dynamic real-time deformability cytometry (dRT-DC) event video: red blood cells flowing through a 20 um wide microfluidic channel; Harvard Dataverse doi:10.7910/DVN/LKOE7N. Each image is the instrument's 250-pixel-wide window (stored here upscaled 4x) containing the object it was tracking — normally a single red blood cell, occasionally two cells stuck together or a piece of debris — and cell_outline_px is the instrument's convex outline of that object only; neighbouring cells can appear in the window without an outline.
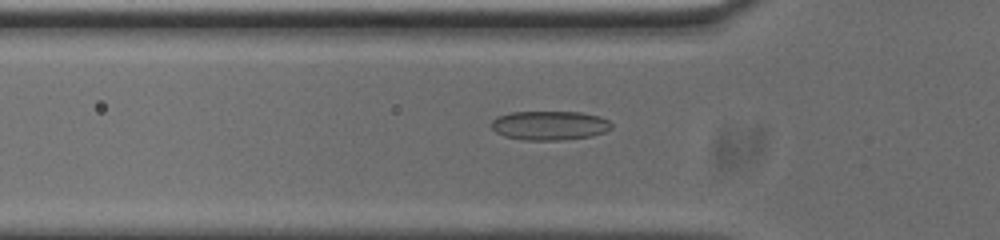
{"species": "common noctule bat (a hibernating species)", "species_latin": "Nyctalus noctula", "temperature_condition": "cold", "stored_images_in_passage": 51, "camera_frame_rate_fps": 3000, "um_per_image_px": 0.085, "animal": {"sex": "male", "body_mass_g": 20.0, "forearm_length_mm": 53.3}, "frame": {"image": 1, "passage_image": 16, "time_ms": 5.0, "image_size_px": [1000, 240], "cell_outline_px": [[612, 128], [604, 132], [592, 136], [560, 140], [524, 140], [504, 136], [496, 132], [492, 128], [492, 120], [496, 116], [512, 112], [580, 112], [600, 116], [608, 120], [612, 124]], "centroid_in_image_um": [46.72, 10.66], "position_along_channel_um": 79.1, "area_um2": 20.46}}
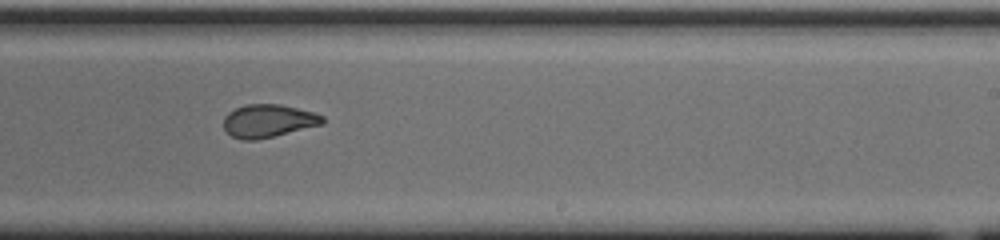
{"frame": {"image": 2, "passage_image": 31, "time_ms": 10.0, "image_size_px": [1000, 240], "cell_outline_px": [[324, 124], [256, 140], [240, 140], [232, 136], [224, 128], [224, 116], [228, 112], [244, 104], [280, 104], [312, 112], [324, 116]], "centroid_in_image_um": [22.79, 10.27], "position_along_channel_um": 266.2, "area_um2": 18.96}}
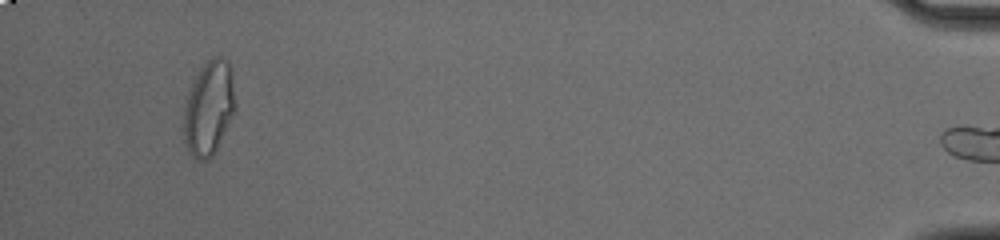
{"frame": {"image": 3, "passage_image": 50, "time_ms": 16.333, "image_size_px": [1000, 240], "cell_outline_px": [[236, 104], [216, 148], [212, 156], [208, 160], [196, 160], [188, 152], [184, 140], [184, 108], [188, 92], [200, 68], [212, 56], [220, 56], [228, 60], [232, 68]], "centroid_in_image_um": [17.75, 9.14], "position_along_channel_um": 417.5, "area_um2": 28.15}, "authors_computed_cell_mechanics": {"area_um2": 20.1722, "velocity_mm_per_s": 3.7333, "shape_relaxation_time_tau1_ms": 8.7, "shape_relaxation_time_tau2_ms": 2.1043, "deformation_change_tau1": 0.2106, "deformation_change_tau2": 0.0474}}